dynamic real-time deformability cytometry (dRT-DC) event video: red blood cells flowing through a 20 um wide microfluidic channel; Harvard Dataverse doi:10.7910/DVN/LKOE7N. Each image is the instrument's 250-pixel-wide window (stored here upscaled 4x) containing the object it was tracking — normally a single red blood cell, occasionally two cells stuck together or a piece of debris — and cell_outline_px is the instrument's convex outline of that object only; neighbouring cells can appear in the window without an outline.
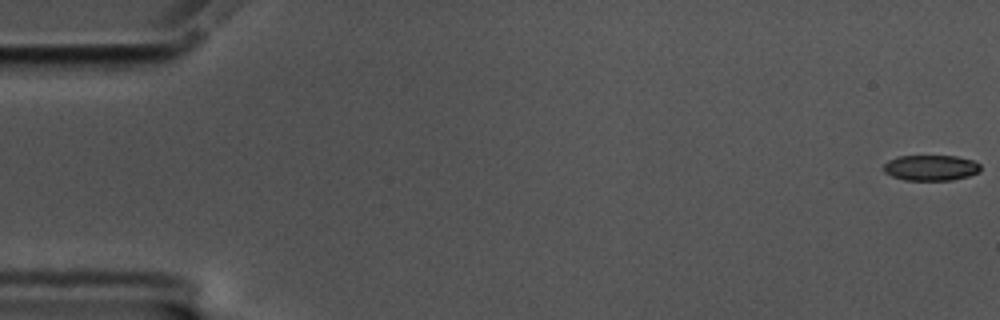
{"species": "common noctule bat (a hibernating species)", "species_latin": "Nyctalus noctula", "temperature_condition": "cold", "stored_images_in_passage": 59, "camera_frame_rate_fps": 3000, "um_per_image_px": 0.085, "animal": {"sex": "male", "body_mass_g": 17.5, "forearm_length_mm": 52.3}, "frame": {"image": 1, "passage_image": 1, "time_ms": 0.0, "image_size_px": [1000, 320], "cell_outline_px": [[980, 172], [968, 176], [952, 180], [904, 180], [892, 176], [884, 172], [880, 168], [888, 160], [896, 156], [956, 156], [972, 160], [980, 164]], "centroid_in_image_um": [79.08, 14.26], "position_along_channel_um": 5.9, "area_um2": 14.62}}
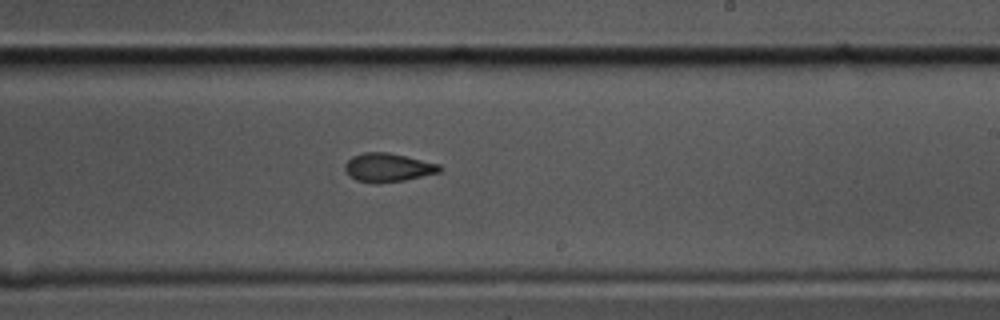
{"frame": {"image": 2, "passage_image": 35, "time_ms": 11.333, "image_size_px": [1000, 320], "cell_outline_px": [[444, 168], [440, 172], [404, 180], [356, 180], [344, 168], [344, 164], [352, 156], [364, 152], [388, 152], [440, 164]], "centroid_in_image_um": [33.03, 14.18], "position_along_channel_um": 256.0, "area_um2": 15.09}}
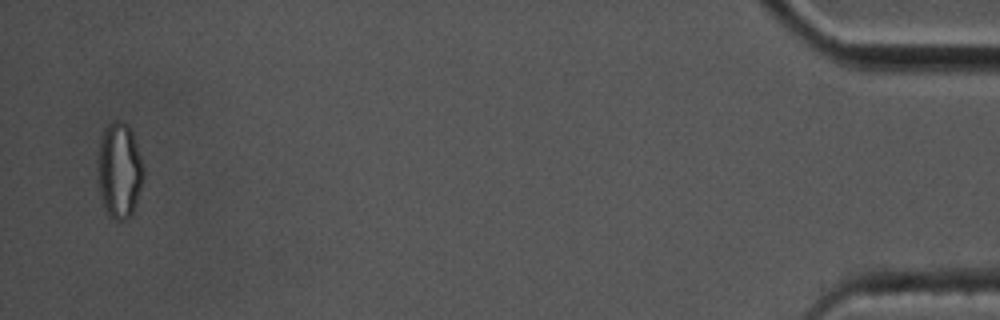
{"frame": {"image": 3, "passage_image": 57, "time_ms": 18.667, "image_size_px": [1000, 320], "cell_outline_px": [[144, 176], [132, 212], [124, 220], [116, 220], [108, 216], [100, 192], [100, 140], [104, 128], [108, 124], [116, 120], [124, 120], [128, 124], [132, 132], [144, 168]], "centroid_in_image_um": [10.18, 14.44], "position_along_channel_um": 425.0, "area_um2": 24.68}}